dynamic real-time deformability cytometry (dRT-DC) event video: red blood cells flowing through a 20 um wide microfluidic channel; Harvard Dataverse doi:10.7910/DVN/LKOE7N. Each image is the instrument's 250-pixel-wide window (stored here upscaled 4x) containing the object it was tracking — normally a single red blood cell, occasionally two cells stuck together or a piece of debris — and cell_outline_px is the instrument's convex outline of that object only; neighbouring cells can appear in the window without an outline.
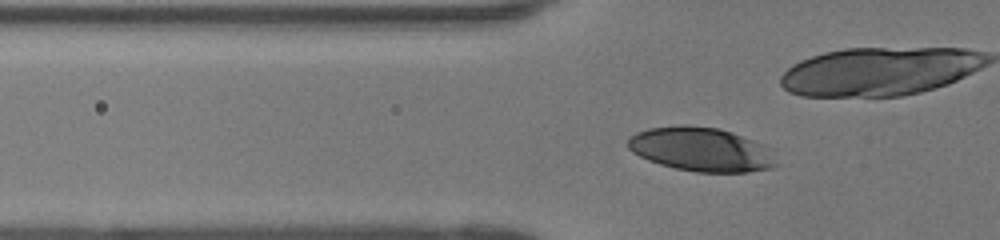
{"species": "human", "species_latin": "Homo sapiens", "temperature_condition": "room temperature", "stored_images_in_passage": 32, "camera_frame_rate_fps": 3000, "um_per_image_px": 0.085, "donor": {"sex": "female"}, "frame": {"image": 1, "passage_image": 8, "time_ms": 2.333, "image_size_px": [1000, 240], "cell_outline_px": [[780, 164], [772, 168], [748, 172], [696, 172], [676, 168], [660, 164], [648, 160], [632, 152], [628, 148], [628, 136], [636, 132], [648, 128], [680, 124], [688, 124], [720, 128], [732, 132], [764, 144]], "centroid_in_image_um": [59.59, 12.68], "position_along_channel_um": 66.2, "area_um2": 38.44}}
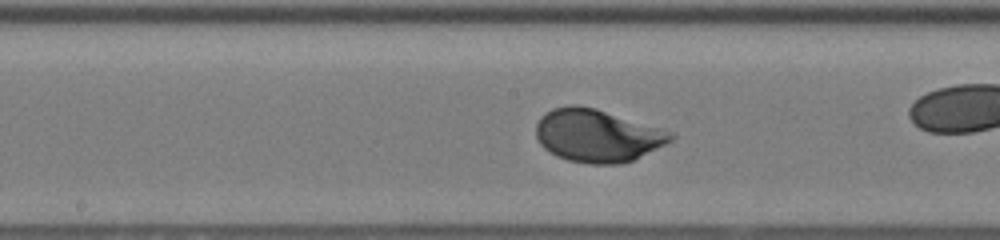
{"frame": {"image": 2, "passage_image": 18, "time_ms": 5.667, "image_size_px": [1000, 240], "cell_outline_px": [[676, 136], [672, 140], [632, 160], [620, 164], [588, 164], [568, 160], [556, 156], [544, 148], [540, 144], [536, 136], [536, 124], [540, 116], [552, 108], [572, 104], [576, 104], [596, 108], [660, 128], [672, 132]], "centroid_in_image_um": [50.72, 11.51], "position_along_channel_um": 197.5, "area_um2": 41.33}}
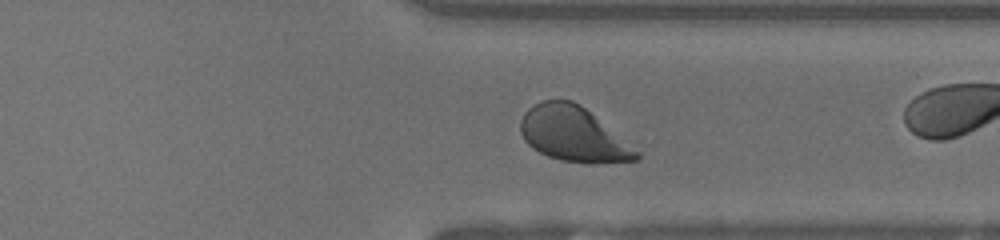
{"frame": {"image": 3, "passage_image": 30, "time_ms": 9.667, "image_size_px": [1000, 240], "cell_outline_px": [[640, 160], [592, 164], [560, 160], [548, 156], [532, 148], [524, 140], [520, 132], [520, 120], [524, 112], [528, 108], [544, 100], [572, 100], [580, 104], [640, 152]], "centroid_in_image_um": [48.72, 11.42], "position_along_channel_um": 362.7, "area_um2": 36.99}}